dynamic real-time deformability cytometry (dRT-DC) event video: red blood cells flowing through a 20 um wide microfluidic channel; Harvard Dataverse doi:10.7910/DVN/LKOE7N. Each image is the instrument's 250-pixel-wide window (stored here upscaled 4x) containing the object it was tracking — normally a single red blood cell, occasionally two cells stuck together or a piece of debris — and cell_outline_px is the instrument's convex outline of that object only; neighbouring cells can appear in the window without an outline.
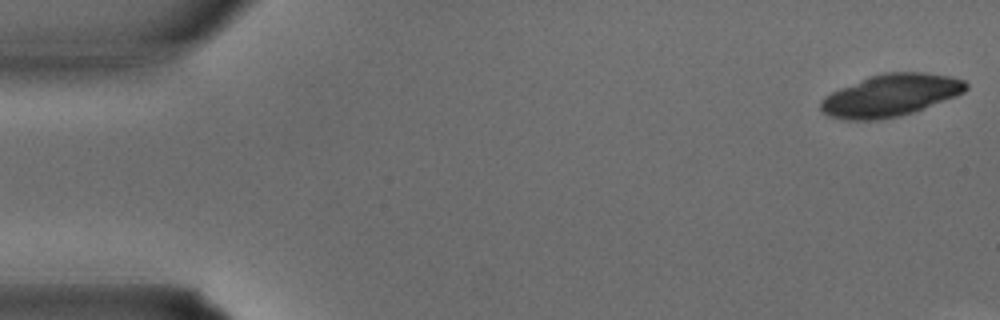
{"species": "common noctule bat (a hibernating species)", "species_latin": "Nyctalus noctula", "temperature_condition": "warm", "stored_images_in_passage": 9, "camera_frame_rate_fps": 3000, "um_per_image_px": 0.085, "animal": {"sex": "male", "body_mass_g": 15.6}, "frame": {"image": 1, "passage_image": 1, "time_ms": 0.0, "image_size_px": [1000, 320], "cell_outline_px": [[968, 88], [964, 92], [956, 96], [924, 108], [900, 116], [880, 120], [844, 120], [828, 116], [820, 112], [820, 100], [824, 96], [840, 88], [868, 76], [884, 72], [920, 72], [952, 76], [964, 80], [968, 84]], "centroid_in_image_um": [75.67, 8.11], "position_along_channel_um": 9.3, "area_um2": 35.95}}